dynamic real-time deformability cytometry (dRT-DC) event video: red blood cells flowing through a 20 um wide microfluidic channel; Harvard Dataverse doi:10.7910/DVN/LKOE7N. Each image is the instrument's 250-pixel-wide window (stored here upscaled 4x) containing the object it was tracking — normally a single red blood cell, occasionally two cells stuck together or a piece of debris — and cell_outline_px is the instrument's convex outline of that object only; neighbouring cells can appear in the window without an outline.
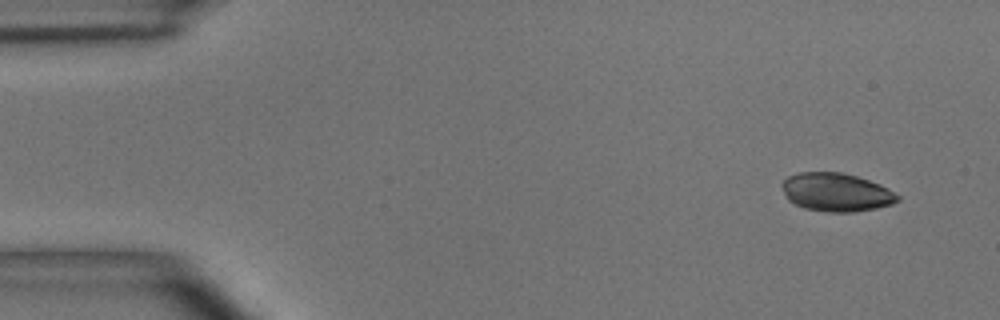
{"species": "common noctule bat (a hibernating species)", "species_latin": "Nyctalus noctula", "temperature_condition": "room temperature", "stored_images_in_passage": 4, "camera_frame_rate_fps": 3000, "um_per_image_px": 0.085, "animal": {"sex": "male", "body_mass_g": 15.6}, "frame": {"image": 1, "passage_image": 1, "time_ms": 0.0, "image_size_px": [1000, 320], "cell_outline_px": [[900, 200], [892, 204], [876, 208], [856, 212], [828, 212], [804, 208], [788, 200], [780, 184], [788, 176], [800, 172], [840, 172], [856, 176], [880, 184], [888, 188], [900, 196]], "centroid_in_image_um": [71.09, 16.34], "position_along_channel_um": 13.9, "area_um2": 25.89}}
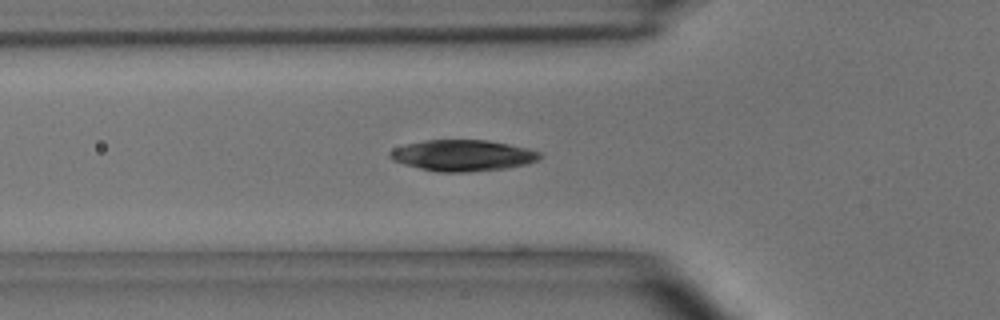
{"frame": {"image": 2, "passage_image": 4, "time_ms": 4.667, "image_size_px": [1000, 320], "cell_outline_px": [[544, 156], [536, 160], [524, 164], [504, 168], [468, 172], [436, 172], [404, 164], [392, 160], [388, 156], [388, 152], [396, 148], [408, 144], [424, 140], [488, 140], [528, 148], [540, 152]], "centroid_in_image_um": [39.32, 13.21], "position_along_channel_um": 86.5, "area_um2": 27.05}}